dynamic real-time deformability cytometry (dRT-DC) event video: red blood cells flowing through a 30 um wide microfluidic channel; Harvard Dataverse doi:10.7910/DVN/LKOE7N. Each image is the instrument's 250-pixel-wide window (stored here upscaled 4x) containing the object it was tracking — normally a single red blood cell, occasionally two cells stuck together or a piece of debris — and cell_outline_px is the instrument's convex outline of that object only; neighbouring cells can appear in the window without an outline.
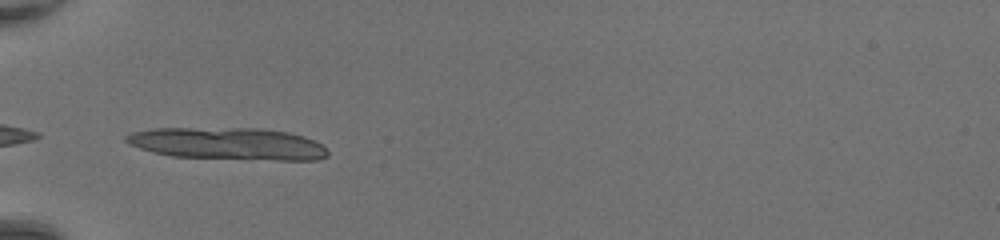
{"species": "common noctule bat (a hibernating species)", "species_latin": "Nyctalus noctula", "temperature_condition": "room temperature", "stored_images_in_passage": 30, "camera_frame_rate_fps": 3000, "um_per_image_px": 0.085, "animal": {"sex": "female", "body_mass_g": 20.0, "forearm_length_mm": 54.0}, "frame": {"image": 1, "passage_image": 16, "time_ms": 5.0, "image_size_px": [1000, 240], "cell_outline_px": [[328, 156], [320, 160], [276, 160], [172, 156], [140, 148], [124, 140], [124, 136], [132, 132], [152, 128], [260, 128], [288, 132], [304, 136], [320, 144], [328, 152]], "centroid_in_image_um": [19.4, 12.2], "position_along_channel_um": 65.6, "area_um2": 37.57}}